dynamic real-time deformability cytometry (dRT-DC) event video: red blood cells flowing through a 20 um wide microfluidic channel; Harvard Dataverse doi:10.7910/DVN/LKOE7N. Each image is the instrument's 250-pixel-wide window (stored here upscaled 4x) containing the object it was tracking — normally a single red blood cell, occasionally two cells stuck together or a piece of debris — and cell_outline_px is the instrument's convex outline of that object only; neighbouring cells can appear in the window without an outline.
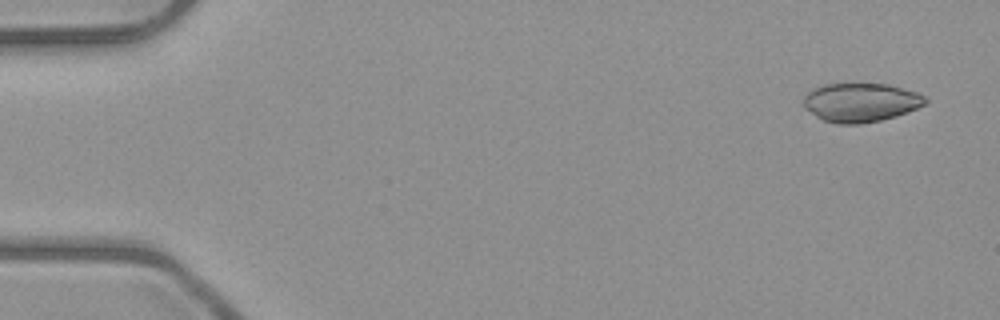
{"species": "common noctule bat (a hibernating species)", "species_latin": "Nyctalus noctula", "temperature_condition": "room temperature", "stored_images_in_passage": 5, "camera_frame_rate_fps": 3000, "um_per_image_px": 0.085, "animal": {"sex": "male", "body_mass_g": 23.1, "forearm_length_mm": 52.7}, "frame": {"image": 1, "passage_image": 1, "time_ms": 0.0, "image_size_px": [1000, 320], "cell_outline_px": [[928, 100], [924, 104], [908, 112], [896, 116], [880, 120], [860, 124], [836, 124], [824, 120], [816, 116], [804, 108], [804, 96], [808, 92], [824, 84], [888, 84], [916, 92], [924, 96]], "centroid_in_image_um": [73.15, 8.71], "position_along_channel_um": 11.8, "area_um2": 27.4}}